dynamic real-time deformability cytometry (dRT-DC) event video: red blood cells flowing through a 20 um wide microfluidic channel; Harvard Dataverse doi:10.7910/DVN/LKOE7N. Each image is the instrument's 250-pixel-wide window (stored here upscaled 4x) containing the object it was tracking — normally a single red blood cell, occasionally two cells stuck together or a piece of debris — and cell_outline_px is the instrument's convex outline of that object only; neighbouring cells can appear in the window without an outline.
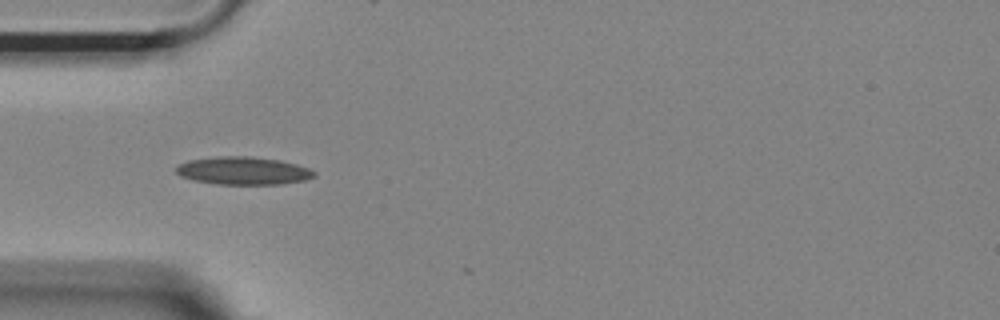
{"species": "Egyptian fruit bat (a non-hibernating species)", "species_latin": "Rousettus aegyptiacus", "temperature_condition": "room temperature", "stored_images_in_passage": 3, "camera_frame_rate_fps": 3000, "um_per_image_px": 0.085, "animal": {"sex": "female"}, "frame": {"image": 1, "passage_image": 1, "time_ms": 0.0, "image_size_px": [1000, 320], "cell_outline_px": [[316, 176], [304, 180], [280, 184], [216, 184], [196, 180], [180, 176], [176, 172], [176, 168], [180, 164], [188, 160], [216, 156], [252, 156], [280, 160], [296, 164], [308, 168], [316, 172]], "centroid_in_image_um": [20.69, 14.5], "position_along_channel_um": 64.3, "area_um2": 22.37}}